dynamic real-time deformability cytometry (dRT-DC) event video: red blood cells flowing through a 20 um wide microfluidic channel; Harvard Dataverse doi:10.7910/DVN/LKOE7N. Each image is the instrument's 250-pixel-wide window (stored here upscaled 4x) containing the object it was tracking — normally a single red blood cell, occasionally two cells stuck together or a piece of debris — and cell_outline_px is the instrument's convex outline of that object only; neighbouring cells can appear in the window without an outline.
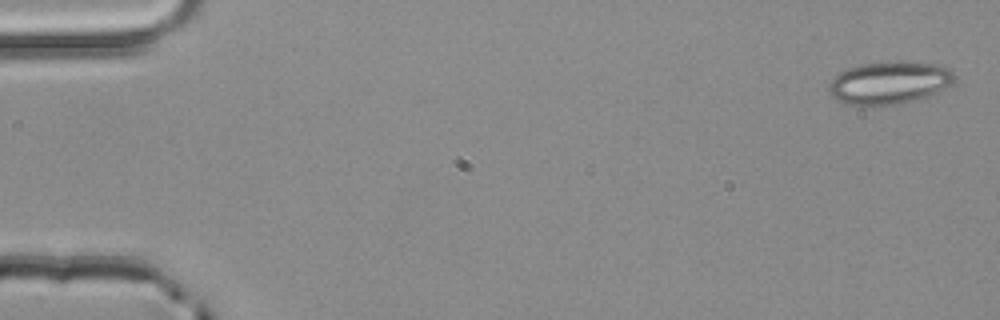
{"species": "common noctule bat (a hibernating species)", "species_latin": "Nyctalus noctula", "temperature_condition": "room temperature", "stored_images_in_passage": 4, "camera_frame_rate_fps": 3000, "um_per_image_px": 0.085, "animal": {"sex": "male", "body_mass_g": 20.4}, "frame": {"image": 1, "passage_image": 1, "time_ms": 0.0, "image_size_px": [1000, 320], "cell_outline_px": [[956, 76], [948, 84], [936, 92], [928, 96], [916, 100], [896, 104], [872, 108], [860, 108], [836, 100], [828, 92], [828, 84], [840, 72], [848, 68], [864, 64], [900, 60], [940, 64], [948, 68]], "centroid_in_image_um": [75.53, 7.06], "position_along_channel_um": 9.5, "area_um2": 31.79}}
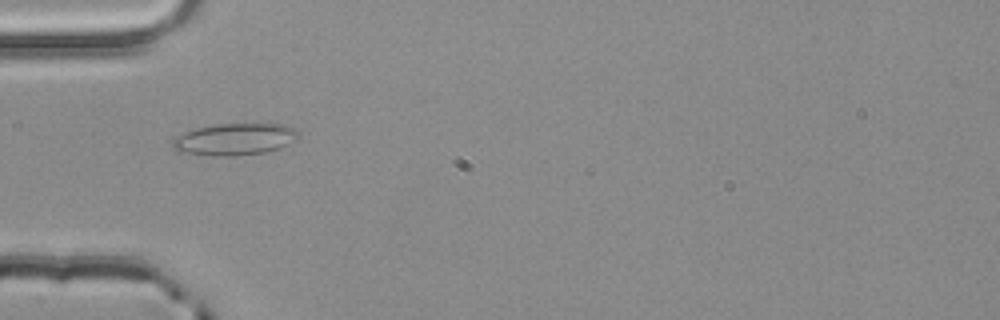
{"frame": {"image": 2, "passage_image": 4, "time_ms": 1.0, "image_size_px": [1000, 320], "cell_outline_px": [[300, 140], [280, 148], [264, 152], [236, 156], [216, 156], [188, 152], [172, 148], [172, 140], [176, 136], [184, 132], [196, 128], [216, 124], [288, 124], [296, 128], [300, 132]], "centroid_in_image_um": [20.06, 11.82], "position_along_channel_um": 64.9, "area_um2": 23.58}}